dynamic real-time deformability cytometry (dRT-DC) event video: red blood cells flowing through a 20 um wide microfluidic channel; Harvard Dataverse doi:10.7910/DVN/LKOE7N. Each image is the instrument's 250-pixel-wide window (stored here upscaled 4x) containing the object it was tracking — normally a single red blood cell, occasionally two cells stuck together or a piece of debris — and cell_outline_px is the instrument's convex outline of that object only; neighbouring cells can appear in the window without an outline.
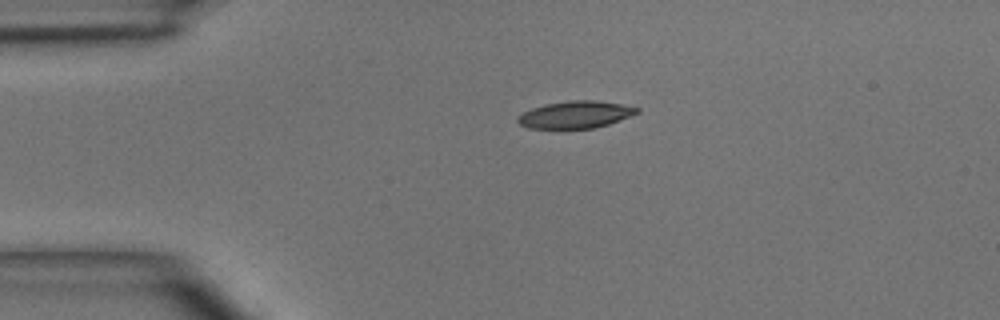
{"species": "common noctule bat (a hibernating species)", "species_latin": "Nyctalus noctula", "temperature_condition": "room temperature", "stored_images_in_passage": 3, "camera_frame_rate_fps": 3000, "um_per_image_px": 0.085, "animal": {"sex": "male", "body_mass_g": 15.6}, "frame": {"image": 1, "passage_image": 3, "time_ms": 3.333, "image_size_px": [1000, 320], "cell_outline_px": [[640, 112], [608, 124], [592, 128], [528, 128], [520, 124], [516, 120], [516, 116], [532, 108], [548, 104], [568, 100], [596, 100], [620, 104], [640, 108]], "centroid_in_image_um": [48.9, 9.74], "position_along_channel_um": 36.1, "area_um2": 18.67}}